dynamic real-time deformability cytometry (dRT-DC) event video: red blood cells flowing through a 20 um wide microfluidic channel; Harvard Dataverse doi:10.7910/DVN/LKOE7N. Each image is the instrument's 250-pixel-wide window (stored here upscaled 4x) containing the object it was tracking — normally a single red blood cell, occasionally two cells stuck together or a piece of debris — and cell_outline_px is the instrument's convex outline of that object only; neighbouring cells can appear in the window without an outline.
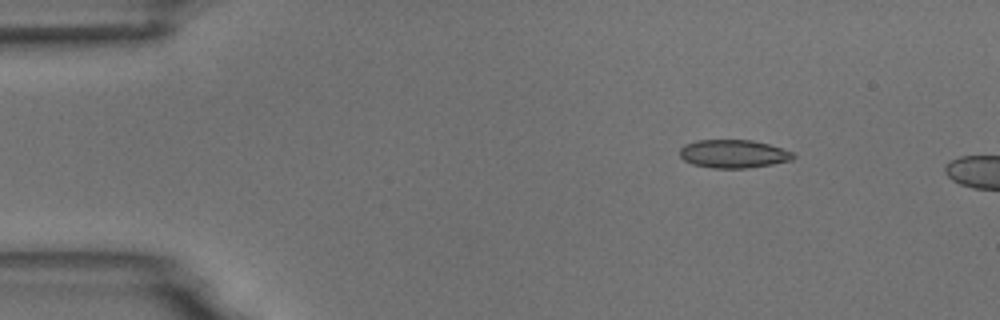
{"species": "common noctule bat (a hibernating species)", "species_latin": "Nyctalus noctula", "temperature_condition": "room temperature", "stored_images_in_passage": 4, "camera_frame_rate_fps": 3000, "um_per_image_px": 0.085, "animal": {"sex": "male", "body_mass_g": 18.8}, "frame": {"image": 1, "passage_image": 1, "time_ms": 0.0, "image_size_px": [1000, 320], "cell_outline_px": [[796, 156], [792, 160], [772, 164], [748, 168], [712, 168], [692, 164], [684, 160], [680, 156], [680, 148], [684, 144], [696, 140], [752, 140], [768, 144], [792, 152]], "centroid_in_image_um": [62.32, 13.08], "position_along_channel_um": 22.7, "area_um2": 18.67}}